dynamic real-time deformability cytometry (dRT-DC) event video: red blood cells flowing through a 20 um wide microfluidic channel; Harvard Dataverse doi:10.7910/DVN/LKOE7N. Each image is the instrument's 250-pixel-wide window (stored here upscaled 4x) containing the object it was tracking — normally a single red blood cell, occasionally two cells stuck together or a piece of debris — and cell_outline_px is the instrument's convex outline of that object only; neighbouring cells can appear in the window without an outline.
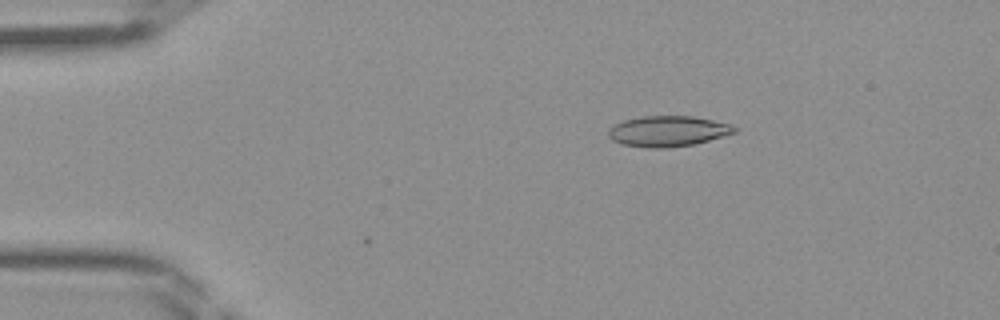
{"species": "Egyptian fruit bat (a non-hibernating species)", "species_latin": "Rousettus aegyptiacus", "temperature_condition": "room temperature", "stored_images_in_passage": 6, "camera_frame_rate_fps": 3000, "um_per_image_px": 0.085, "frame": {"image": 1, "passage_image": 1, "time_ms": 0.0, "image_size_px": [1000, 320], "cell_outline_px": [[736, 132], [708, 140], [692, 144], [664, 148], [648, 148], [624, 144], [612, 140], [608, 136], [608, 128], [624, 120], [644, 116], [692, 116], [732, 124], [736, 128]], "centroid_in_image_um": [56.75, 11.14], "position_along_channel_um": 28.2, "area_um2": 22.25}}